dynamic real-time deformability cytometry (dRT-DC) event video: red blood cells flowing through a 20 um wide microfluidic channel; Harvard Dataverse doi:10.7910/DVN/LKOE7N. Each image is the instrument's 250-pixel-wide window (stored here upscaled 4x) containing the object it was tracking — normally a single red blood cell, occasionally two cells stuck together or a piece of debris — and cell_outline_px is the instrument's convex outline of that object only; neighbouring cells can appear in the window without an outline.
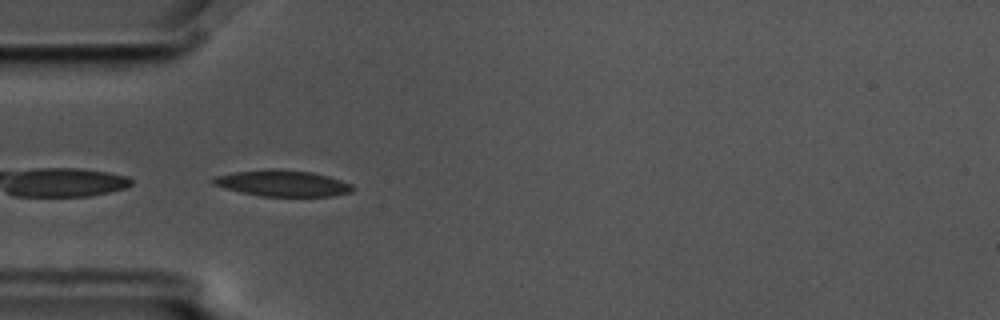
{"species": "common noctule bat (a hibernating species)", "species_latin": "Nyctalus noctula", "temperature_condition": "cold", "stored_images_in_passage": 5, "camera_frame_rate_fps": 3000, "um_per_image_px": 0.085, "animal": {"sex": "male", "body_mass_g": 17.5, "forearm_length_mm": 52.3}, "frame": {"image": 1, "passage_image": 4, "time_ms": 1.0, "image_size_px": [1000, 320], "cell_outline_px": [[352, 192], [332, 196], [260, 196], [240, 192], [224, 188], [212, 184], [212, 180], [216, 176], [236, 172], [312, 172], [328, 176], [352, 184]], "centroid_in_image_um": [24.05, 15.64], "position_along_channel_um": 60.9, "area_um2": 20.06}}